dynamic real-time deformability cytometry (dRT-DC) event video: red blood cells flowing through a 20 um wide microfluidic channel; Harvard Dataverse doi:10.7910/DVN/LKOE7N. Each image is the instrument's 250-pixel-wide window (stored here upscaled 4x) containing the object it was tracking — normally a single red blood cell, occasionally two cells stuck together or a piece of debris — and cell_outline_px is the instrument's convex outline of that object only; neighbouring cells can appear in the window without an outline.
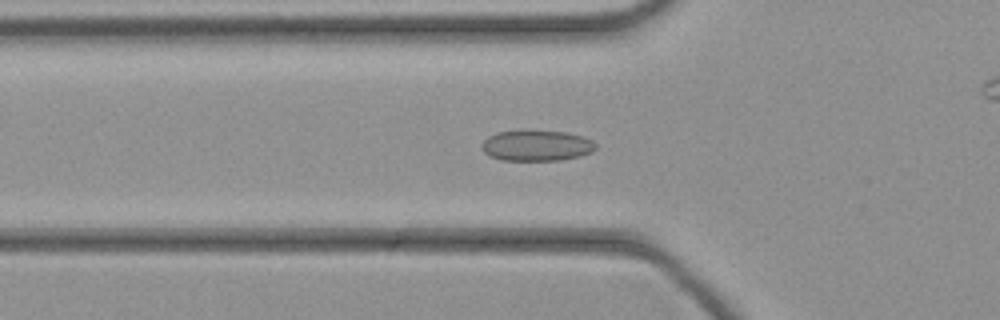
{"species": "common noctule bat (a hibernating species)", "species_latin": "Nyctalus noctula", "temperature_condition": "cold", "stored_images_in_passage": 45, "camera_frame_rate_fps": 3000, "um_per_image_px": 0.085, "animal": {"sex": "female", "body_mass_g": 21.9}, "frame": {"image": 1, "passage_image": 14, "time_ms": 4.333, "image_size_px": [1000, 320], "cell_outline_px": [[596, 148], [592, 152], [580, 156], [560, 160], [500, 160], [488, 156], [480, 148], [480, 144], [488, 136], [496, 132], [564, 132], [580, 136], [592, 140], [596, 144]], "centroid_in_image_um": [45.57, 12.4], "position_along_channel_um": 80.2, "area_um2": 20.11}}
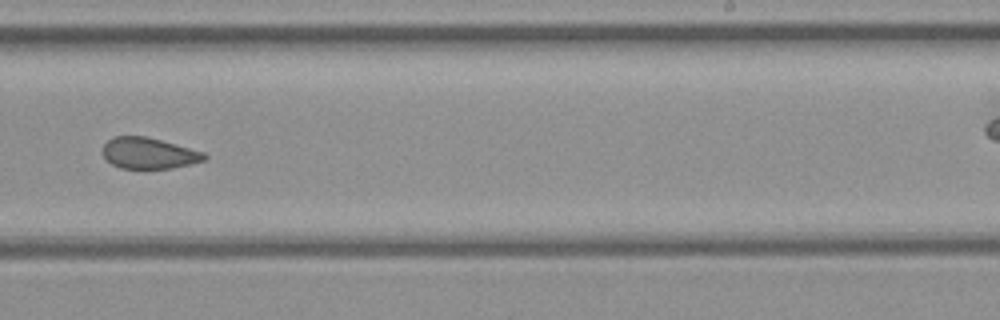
{"frame": {"image": 2, "passage_image": 27, "time_ms": 8.667, "image_size_px": [1000, 320], "cell_outline_px": [[208, 156], [204, 160], [172, 168], [120, 168], [112, 164], [100, 152], [104, 144], [112, 136], [144, 136], [160, 140], [204, 152]], "centroid_in_image_um": [12.6, 13.01], "position_along_channel_um": 276.4, "area_um2": 18.26}}
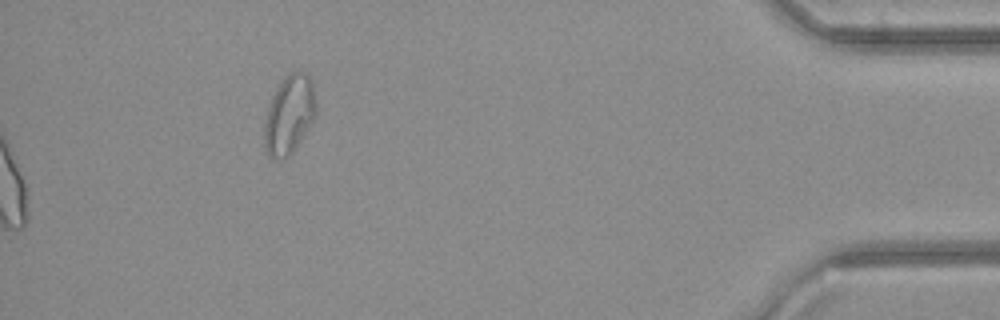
{"frame": {"image": 3, "passage_image": 45, "time_ms": 14.667, "image_size_px": [1000, 320], "cell_outline_px": [[316, 116], [292, 152], [288, 156], [280, 160], [272, 160], [268, 156], [264, 144], [264, 120], [272, 96], [276, 88], [284, 76], [288, 72], [304, 72], [312, 80], [316, 100]], "centroid_in_image_um": [24.57, 9.75], "position_along_channel_um": 410.6, "area_um2": 23.87}}